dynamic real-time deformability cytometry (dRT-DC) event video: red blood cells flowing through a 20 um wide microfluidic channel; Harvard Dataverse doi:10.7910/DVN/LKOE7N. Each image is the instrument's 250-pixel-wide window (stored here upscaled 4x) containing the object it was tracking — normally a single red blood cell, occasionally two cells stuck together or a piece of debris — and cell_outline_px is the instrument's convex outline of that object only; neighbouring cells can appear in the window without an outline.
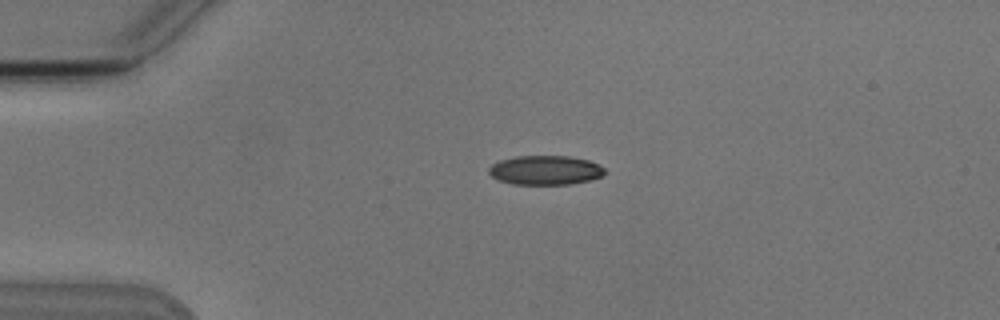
{"species": "Egyptian fruit bat (a non-hibernating species)", "species_latin": "Rousettus aegyptiacus", "temperature_condition": "cold", "stored_images_in_passage": 4, "camera_frame_rate_fps": 3000, "um_per_image_px": 0.085, "animal": {"sex": "male"}, "frame": {"image": 1, "passage_image": 2, "time_ms": 1.333, "image_size_px": [1000, 320], "cell_outline_px": [[608, 172], [600, 176], [588, 180], [568, 184], [512, 184], [496, 180], [488, 172], [488, 168], [492, 164], [500, 160], [516, 156], [568, 156], [588, 160], [604, 168]], "centroid_in_image_um": [46.31, 14.46], "position_along_channel_um": 38.7, "area_um2": 19.71}}